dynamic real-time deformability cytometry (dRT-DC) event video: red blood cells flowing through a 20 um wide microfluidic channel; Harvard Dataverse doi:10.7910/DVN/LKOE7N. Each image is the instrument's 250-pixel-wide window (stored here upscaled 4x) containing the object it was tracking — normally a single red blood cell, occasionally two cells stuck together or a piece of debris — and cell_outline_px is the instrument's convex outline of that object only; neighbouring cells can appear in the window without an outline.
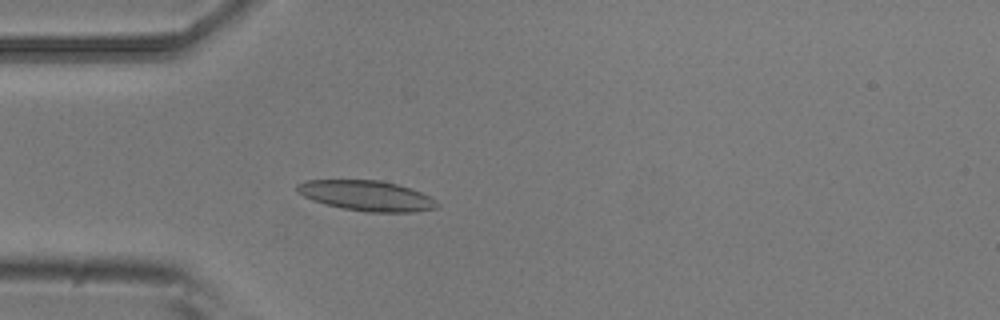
{"species": "common noctule bat (a hibernating species)", "species_latin": "Nyctalus noctula", "temperature_condition": "room temperature", "stored_images_in_passage": 4, "camera_frame_rate_fps": 3000, "um_per_image_px": 0.085, "animal": {"sex": "male", "body_mass_g": 20.5, "forearm_length_mm": 52.5}, "frame": {"image": 1, "passage_image": 4, "time_ms": 1.0, "image_size_px": [1000, 320], "cell_outline_px": [[440, 204], [436, 208], [412, 212], [364, 212], [324, 204], [312, 200], [296, 192], [296, 184], [308, 180], [380, 180], [396, 184], [420, 192], [436, 200]], "centroid_in_image_um": [31.13, 16.64], "position_along_channel_um": 53.9, "area_um2": 24.62}}